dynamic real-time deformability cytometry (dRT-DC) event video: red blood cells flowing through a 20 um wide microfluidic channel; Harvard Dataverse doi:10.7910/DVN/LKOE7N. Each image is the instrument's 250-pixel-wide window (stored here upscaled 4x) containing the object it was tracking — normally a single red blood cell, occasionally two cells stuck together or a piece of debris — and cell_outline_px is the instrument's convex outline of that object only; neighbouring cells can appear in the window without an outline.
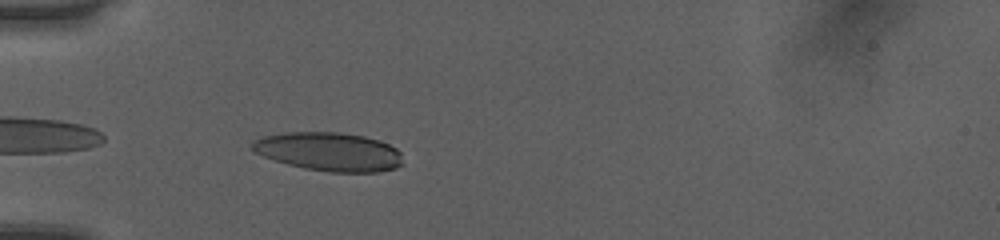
{"species": "human", "species_latin": "Homo sapiens", "temperature_condition": "room temperature", "stored_images_in_passage": 21, "camera_frame_rate_fps": 3000, "um_per_image_px": 0.085, "donor": {"sex": "female"}, "frame": {"image": 1, "passage_image": 2, "time_ms": 0.333, "image_size_px": [1000, 240], "cell_outline_px": [[404, 164], [396, 168], [376, 172], [328, 172], [304, 168], [288, 164], [252, 152], [248, 148], [248, 144], [252, 140], [264, 136], [288, 132], [340, 132], [364, 136], [380, 140], [396, 148], [400, 152]], "centroid_in_image_um": [27.95, 12.89], "position_along_channel_um": 57.1, "area_um2": 34.28}}
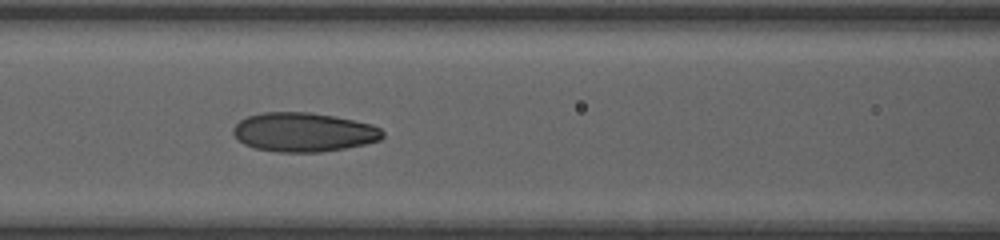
{"frame": {"image": 2, "passage_image": 9, "time_ms": 2.667, "image_size_px": [1000, 240], "cell_outline_px": [[384, 136], [380, 140], [364, 144], [344, 148], [320, 152], [280, 152], [252, 148], [236, 140], [232, 132], [232, 128], [240, 120], [248, 116], [264, 112], [308, 112], [336, 116], [372, 124], [380, 128], [384, 132]], "centroid_in_image_um": [25.78, 11.23], "position_along_channel_um": 140.8, "area_um2": 34.28}}
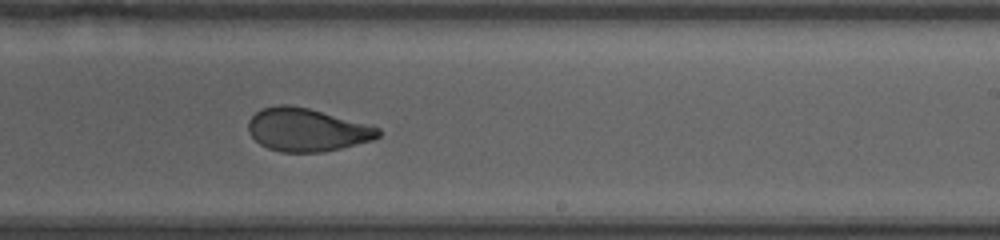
{"frame": {"image": 3, "passage_image": 18, "time_ms": 5.667, "image_size_px": [1000, 240], "cell_outline_px": [[380, 136], [372, 140], [340, 148], [320, 152], [280, 152], [268, 148], [260, 144], [248, 132], [248, 120], [260, 108], [276, 104], [288, 104], [308, 108], [380, 128]], "centroid_in_image_um": [26.03, 11.02], "position_along_channel_um": 263.0, "area_um2": 32.43}}